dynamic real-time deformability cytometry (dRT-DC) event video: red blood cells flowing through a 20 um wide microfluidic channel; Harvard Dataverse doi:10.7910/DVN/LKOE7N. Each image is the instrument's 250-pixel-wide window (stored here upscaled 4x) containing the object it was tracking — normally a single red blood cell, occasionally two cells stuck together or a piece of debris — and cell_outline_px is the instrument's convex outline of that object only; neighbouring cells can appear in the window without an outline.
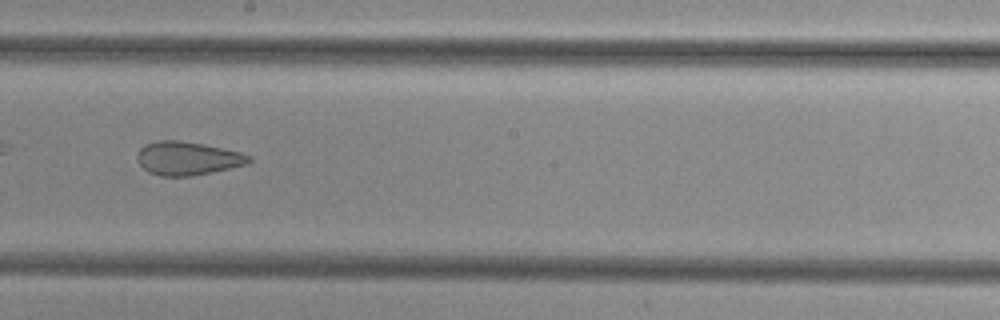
{"species": "common noctule bat (a hibernating species)", "species_latin": "Nyctalus noctula", "temperature_condition": "cold", "stored_images_in_passage": 48, "camera_frame_rate_fps": 3000, "um_per_image_px": 0.085, "animal": {"sex": "female", "body_mass_g": 29.2, "forearm_length_mm": 56.3}, "frame": {"image": 1, "passage_image": 28, "time_ms": 9.0, "image_size_px": [1000, 320], "cell_outline_px": [[252, 160], [248, 164], [192, 176], [160, 176], [148, 172], [140, 164], [136, 156], [140, 148], [156, 140], [180, 140], [204, 144], [240, 152], [252, 156]], "centroid_in_image_um": [15.95, 13.46], "position_along_channel_um": 232.3, "area_um2": 21.79}}